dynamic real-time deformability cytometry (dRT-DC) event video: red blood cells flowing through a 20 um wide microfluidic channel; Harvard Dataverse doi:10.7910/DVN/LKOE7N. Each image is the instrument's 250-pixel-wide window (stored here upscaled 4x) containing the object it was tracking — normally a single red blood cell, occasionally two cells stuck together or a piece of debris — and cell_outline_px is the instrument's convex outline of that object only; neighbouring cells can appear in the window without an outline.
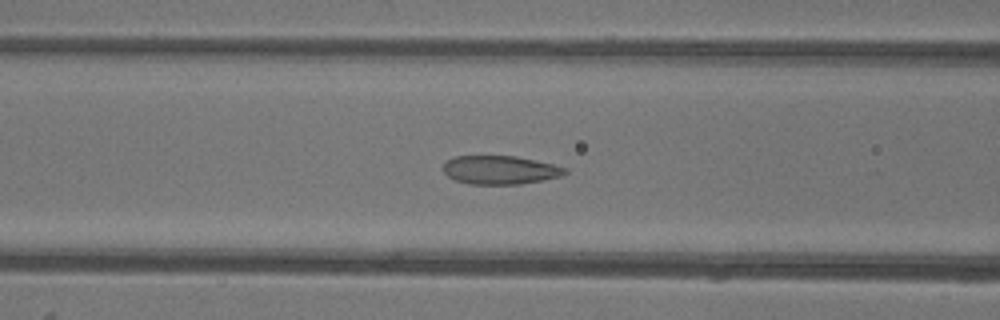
{"species": "common noctule bat (a hibernating species)", "species_latin": "Nyctalus noctula", "temperature_condition": "warm", "stored_images_in_passage": 39, "camera_frame_rate_fps": 3000, "um_per_image_px": 0.085, "animal": {"sex": "female"}, "frame": {"image": 1, "passage_image": 13, "time_ms": 4.0, "image_size_px": [1000, 320], "cell_outline_px": [[568, 172], [560, 176], [544, 180], [520, 184], [468, 184], [456, 180], [448, 176], [444, 172], [444, 164], [448, 160], [456, 156], [516, 156], [552, 164], [568, 168]], "centroid_in_image_um": [42.53, 14.45], "position_along_channel_um": 124.1, "area_um2": 20.17}}
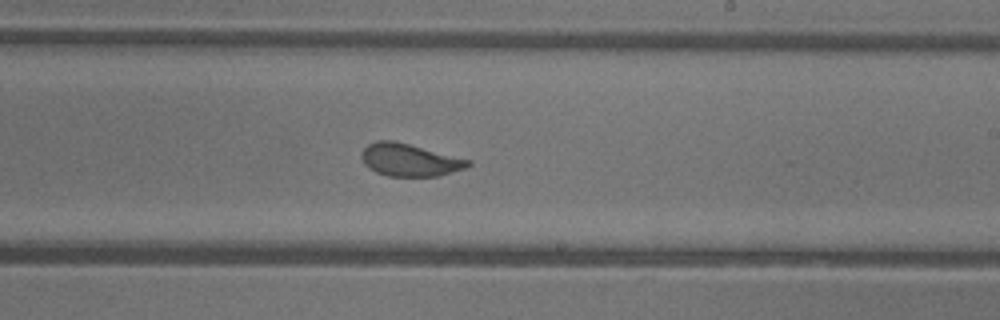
{"frame": {"image": 2, "passage_image": 23, "time_ms": 7.333, "image_size_px": [1000, 320], "cell_outline_px": [[472, 164], [464, 168], [440, 176], [388, 176], [376, 172], [368, 168], [364, 164], [360, 156], [364, 148], [368, 144], [376, 140], [392, 140], [472, 160]], "centroid_in_image_um": [34.8, 13.6], "position_along_channel_um": 254.2, "area_um2": 20.17}}
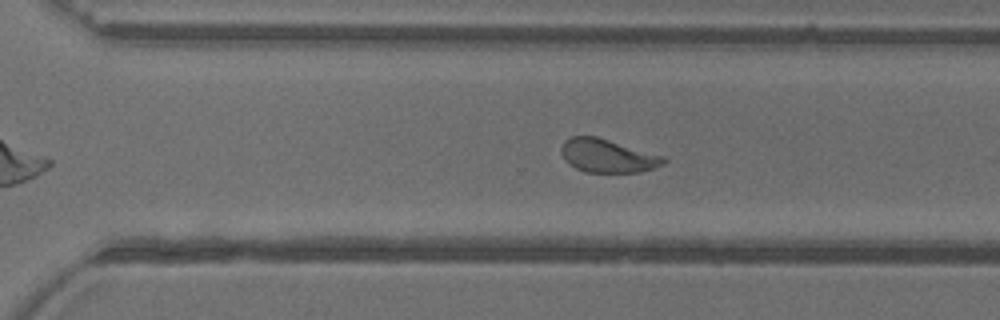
{"frame": {"image": 3, "passage_image": 28, "time_ms": 9.0, "image_size_px": [1000, 320], "cell_outline_px": [[668, 160], [664, 164], [640, 172], [584, 172], [568, 164], [564, 160], [560, 152], [560, 148], [564, 140], [572, 136], [596, 136], [664, 156]], "centroid_in_image_um": [51.61, 13.24], "position_along_channel_um": 319.0, "area_um2": 20.0}, "authors_computed_cell_mechanics": {"area_um2": 21.0392, "velocity_mm_per_s": 3.9068, "shape_relaxation_time_tau1_ms": 5.3347, "shape_relaxation_time_tau2_ms": 0.9209, "deformation_change_tau1": 0.1644, "deformation_change_tau2": 0.0801}}